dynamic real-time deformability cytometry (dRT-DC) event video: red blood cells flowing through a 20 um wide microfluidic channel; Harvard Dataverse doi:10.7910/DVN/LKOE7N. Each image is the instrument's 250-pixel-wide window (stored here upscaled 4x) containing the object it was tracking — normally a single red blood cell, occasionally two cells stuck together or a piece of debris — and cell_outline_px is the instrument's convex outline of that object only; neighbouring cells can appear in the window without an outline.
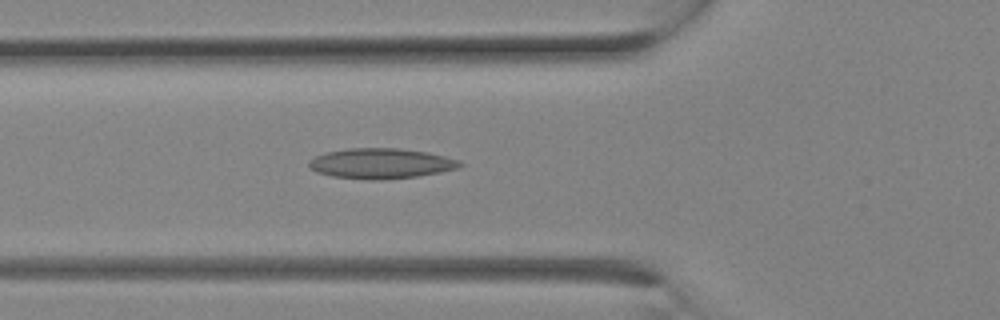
{"species": "Egyptian fruit bat (a non-hibernating species)", "species_latin": "Rousettus aegyptiacus", "temperature_condition": "room temperature", "stored_images_in_passage": 8, "camera_frame_rate_fps": 3000, "um_per_image_px": 0.085, "animal": {"sex": "female"}, "frame": {"image": 1, "passage_image": 8, "time_ms": 2.333, "image_size_px": [1000, 320], "cell_outline_px": [[464, 164], [456, 168], [440, 172], [416, 176], [380, 180], [368, 180], [332, 176], [316, 172], [308, 168], [308, 160], [324, 152], [348, 148], [400, 148], [428, 152], [460, 160]], "centroid_in_image_um": [32.33, 13.89], "position_along_channel_um": 93.5, "area_um2": 26.82}}